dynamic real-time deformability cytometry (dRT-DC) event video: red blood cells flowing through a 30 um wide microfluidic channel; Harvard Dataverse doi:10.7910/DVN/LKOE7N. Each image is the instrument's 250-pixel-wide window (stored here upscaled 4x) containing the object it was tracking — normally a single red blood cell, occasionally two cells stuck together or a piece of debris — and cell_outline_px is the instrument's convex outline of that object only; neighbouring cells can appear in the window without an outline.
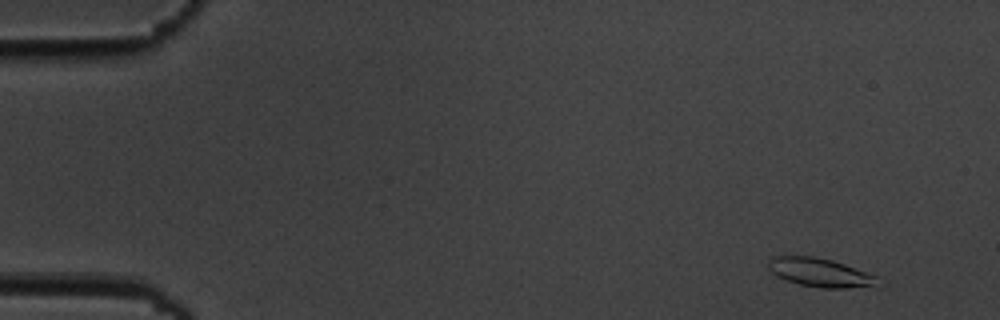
{"species": "common noctule bat (a hibernating species)", "species_latin": "Nyctalus noctula", "temperature_condition": "cold", "stored_images_in_passage": 4, "camera_frame_rate_fps": 3000, "um_per_image_px": 0.085, "animal": {"sex": "male", "body_mass_g": 19.5, "forearm_length_mm": 54.6}, "frame": {"image": 1, "passage_image": 1, "time_ms": 0.0, "image_size_px": [1000, 320], "cell_outline_px": [[884, 284], [880, 288], [820, 288], [800, 284], [776, 276], [768, 268], [768, 256], [812, 256], [832, 260], [844, 264], [876, 276]], "centroid_in_image_um": [69.8, 23.19], "position_along_channel_um": 15.2, "area_um2": 18.73}}